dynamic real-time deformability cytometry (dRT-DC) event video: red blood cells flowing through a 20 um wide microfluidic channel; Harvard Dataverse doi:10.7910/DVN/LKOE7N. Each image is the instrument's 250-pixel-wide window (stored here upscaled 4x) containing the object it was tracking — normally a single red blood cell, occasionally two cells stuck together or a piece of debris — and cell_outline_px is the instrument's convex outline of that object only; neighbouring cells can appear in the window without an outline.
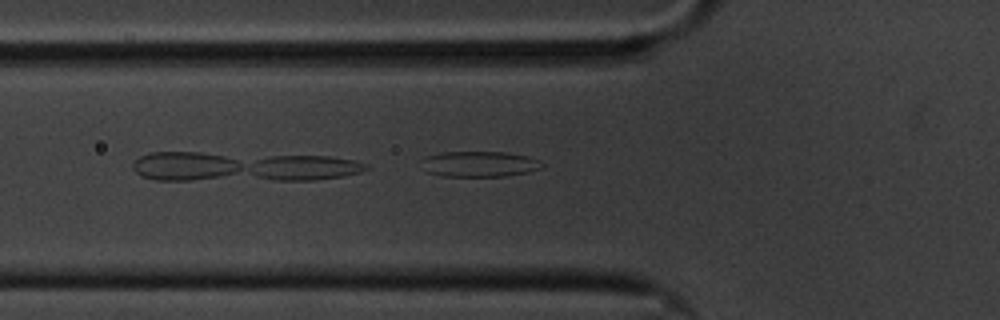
{"species": "common noctule bat (a hibernating species)", "species_latin": "Nyctalus noctula", "temperature_condition": "cold", "stored_images_in_passage": 25, "camera_frame_rate_fps": 3000, "um_per_image_px": 0.085, "animal": {"sex": "male", "body_mass_g": 20.1, "forearm_length_mm": 53.5}, "frame": {"image": 1, "passage_image": 2, "time_ms": 0.333, "image_size_px": [1000, 320], "cell_outline_px": [[544, 168], [528, 172], [508, 176], [440, 176], [424, 172], [424, 156], [440, 152], [504, 152], [528, 156], [540, 160], [544, 164]], "centroid_in_image_um": [40.78, 13.95], "position_along_channel_um": 85.0, "area_um2": 18.21}}
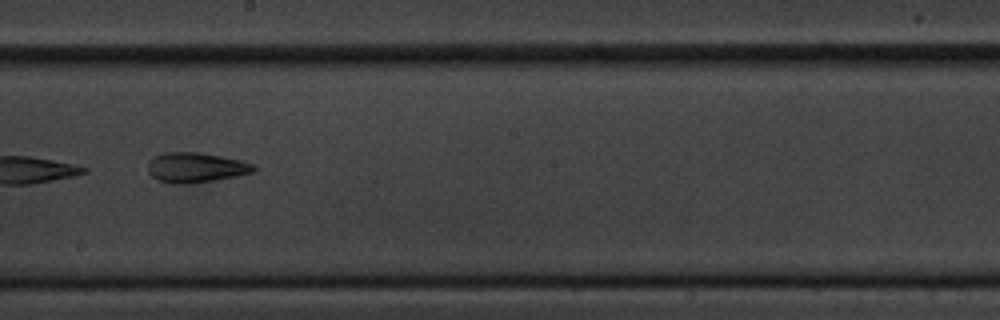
{"frame": {"image": 2, "passage_image": 15, "time_ms": 4.667, "image_size_px": [1000, 320], "cell_outline_px": [[256, 172], [236, 176], [212, 180], [184, 184], [172, 184], [156, 180], [148, 172], [148, 160], [152, 156], [164, 152], [196, 152], [220, 156], [240, 160], [256, 164]], "centroid_in_image_um": [16.62, 14.23], "position_along_channel_um": 231.6, "area_um2": 18.67}}
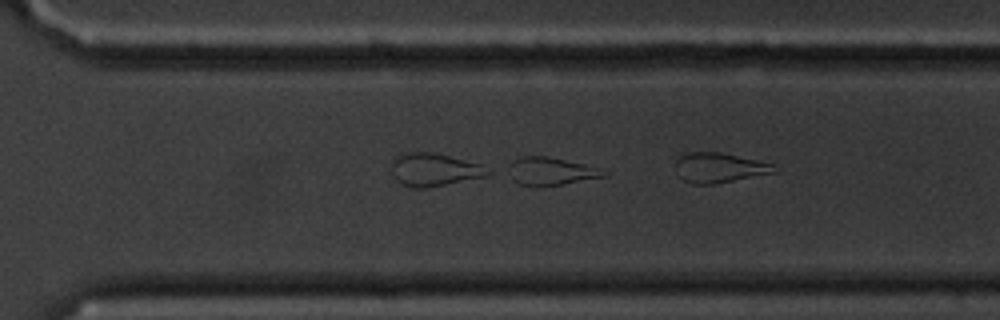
{"frame": {"image": 3, "passage_image": 22, "time_ms": 7.0, "image_size_px": [1000, 320], "cell_outline_px": [[612, 172], [608, 176], [540, 188], [520, 184], [512, 180], [504, 172], [508, 164], [512, 160], [524, 156], [548, 156], [584, 164]], "centroid_in_image_um": [46.77, 14.57], "position_along_channel_um": 323.8, "area_um2": 16.13}}